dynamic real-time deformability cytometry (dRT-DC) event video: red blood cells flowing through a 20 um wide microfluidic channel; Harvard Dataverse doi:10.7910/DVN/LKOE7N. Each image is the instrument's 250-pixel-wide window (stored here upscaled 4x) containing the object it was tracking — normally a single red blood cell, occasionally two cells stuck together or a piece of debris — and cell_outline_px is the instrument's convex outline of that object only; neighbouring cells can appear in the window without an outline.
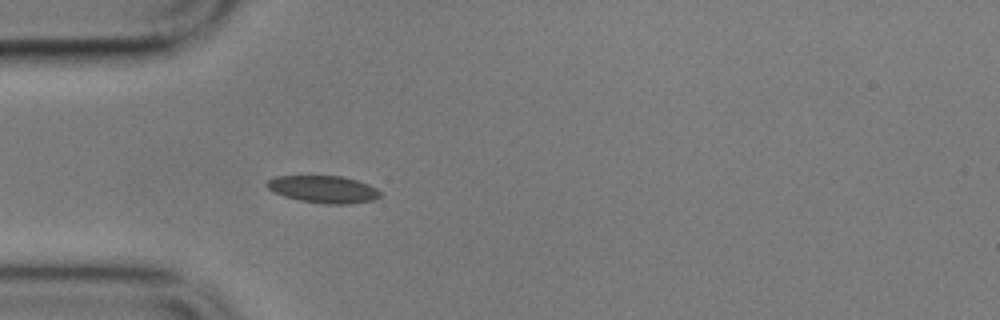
{"species": "common noctule bat (a hibernating species)", "species_latin": "Nyctalus noctula", "temperature_condition": "cold", "stored_images_in_passage": 42, "camera_frame_rate_fps": 3000, "um_per_image_px": 0.085, "animal": {"sex": "male", "body_mass_g": 17.9}, "frame": {"image": 1, "passage_image": 1, "time_ms": 0.0, "image_size_px": [1000, 320], "cell_outline_px": [[380, 196], [372, 200], [348, 204], [324, 204], [300, 200], [284, 196], [272, 192], [264, 184], [268, 180], [276, 176], [340, 176], [356, 180], [368, 184], [376, 188], [380, 192]], "centroid_in_image_um": [27.45, 16.09], "position_along_channel_um": 57.5, "area_um2": 17.92}}
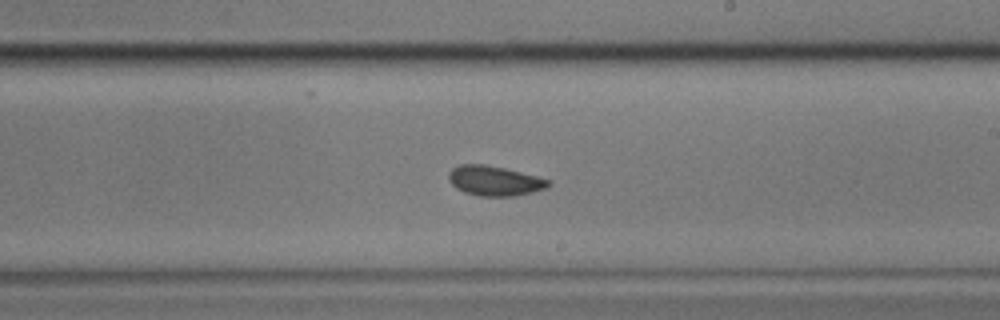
{"frame": {"image": 2, "passage_image": 18, "time_ms": 5.667, "image_size_px": [1000, 320], "cell_outline_px": [[552, 184], [544, 188], [532, 192], [516, 196], [480, 196], [464, 192], [456, 188], [448, 180], [448, 172], [452, 168], [460, 164], [484, 164], [504, 168], [552, 180]], "centroid_in_image_um": [42.02, 15.36], "position_along_channel_um": 247.0, "area_um2": 17.4}}
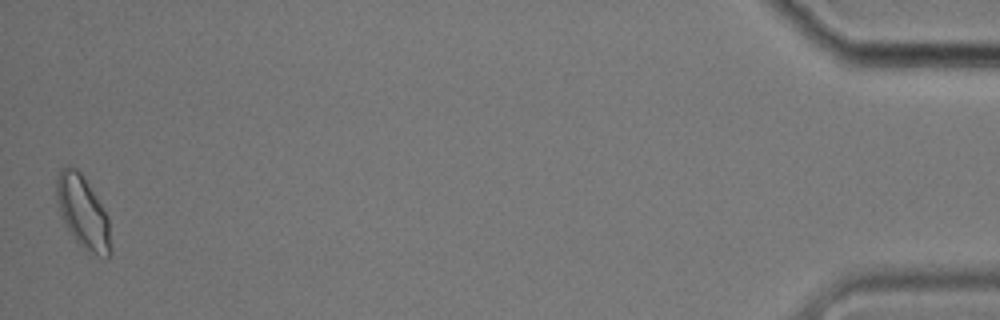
{"frame": {"image": 3, "passage_image": 42, "time_ms": 13.667, "image_size_px": [1000, 320], "cell_outline_px": [[112, 252], [108, 260], [92, 252], [80, 244], [72, 236], [64, 224], [60, 216], [56, 200], [56, 180], [60, 168], [68, 164], [76, 168], [80, 172], [96, 196], [108, 216]], "centroid_in_image_um": [7.03, 18.03], "position_along_channel_um": 428.2, "area_um2": 23.0}, "authors_computed_cell_mechanics": {"area_um2": 17.6868, "velocity_mm_per_s": 3.4054, "shape_relaxation_time_tau1_ms": 10.7087, "shape_relaxation_time_tau2_ms": 2.7736, "deformation_change_tau1": 0.1175, "deformation_change_tau2": 0.0623}}